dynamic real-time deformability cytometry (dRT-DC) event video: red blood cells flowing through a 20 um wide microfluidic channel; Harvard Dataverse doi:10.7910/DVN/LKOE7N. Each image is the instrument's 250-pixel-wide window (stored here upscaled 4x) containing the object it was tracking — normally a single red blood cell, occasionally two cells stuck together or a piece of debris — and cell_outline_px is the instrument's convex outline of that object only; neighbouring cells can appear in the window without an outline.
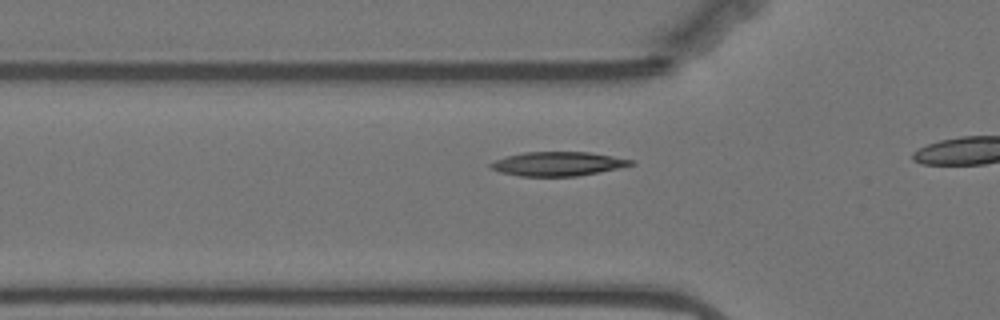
{"species": "Egyptian fruit bat (a non-hibernating species)", "species_latin": "Rousettus aegyptiacus", "temperature_condition": "warm", "stored_images_in_passage": 16, "camera_frame_rate_fps": 3000, "um_per_image_px": 0.085, "animal": {"sex": "female"}, "frame": {"image": 1, "passage_image": 10, "time_ms": 3.0, "image_size_px": [1000, 320], "cell_outline_px": [[636, 164], [600, 172], [576, 176], [520, 176], [500, 172], [488, 168], [488, 164], [496, 160], [508, 156], [524, 152], [588, 152], [636, 160]], "centroid_in_image_um": [47.43, 13.93], "position_along_channel_um": 78.4, "area_um2": 19.71}}
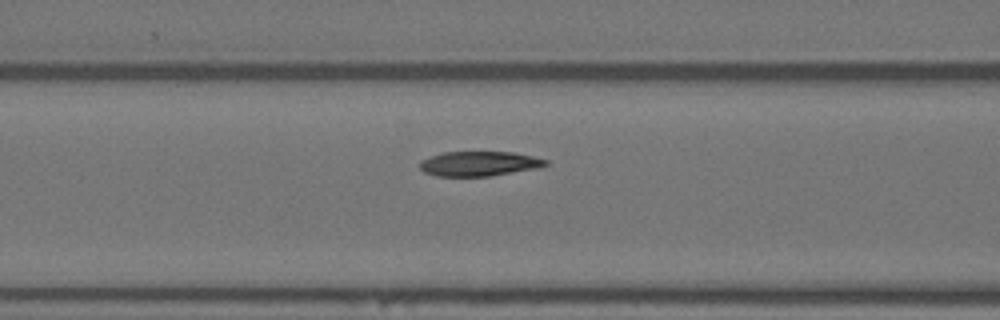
{"frame": {"image": 2, "passage_image": 14, "time_ms": 4.333, "image_size_px": [1000, 320], "cell_outline_px": [[548, 164], [540, 168], [488, 176], [436, 176], [424, 172], [420, 168], [420, 160], [444, 152], [512, 152], [532, 156], [548, 160]], "centroid_in_image_um": [40.74, 13.91], "position_along_channel_um": 125.9, "area_um2": 18.09}}